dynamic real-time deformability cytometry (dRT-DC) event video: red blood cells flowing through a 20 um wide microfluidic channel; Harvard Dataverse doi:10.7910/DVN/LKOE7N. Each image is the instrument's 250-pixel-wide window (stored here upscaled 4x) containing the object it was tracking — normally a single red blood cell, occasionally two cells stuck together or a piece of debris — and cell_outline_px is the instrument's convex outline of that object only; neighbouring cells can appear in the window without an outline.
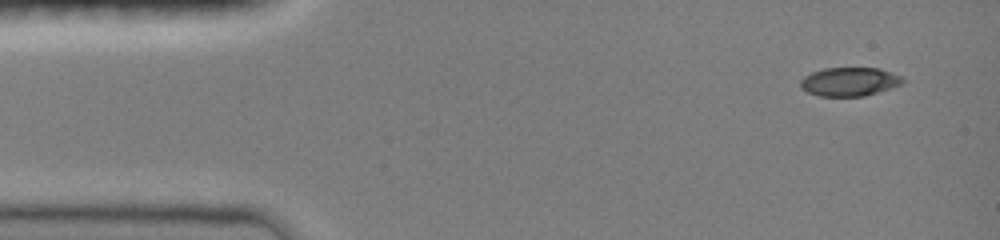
{"species": "common noctule bat (a hibernating species)", "species_latin": "Nyctalus noctula", "temperature_condition": "room temperature", "stored_images_in_passage": 8, "camera_frame_rate_fps": 3000, "um_per_image_px": 0.085, "animal": {"sex": "female", "body_mass_g": 19.0, "forearm_length_mm": 51.5}, "frame": {"image": 1, "passage_image": 1, "time_ms": 0.0, "image_size_px": [1000, 240], "cell_outline_px": [[904, 84], [892, 88], [864, 96], [820, 96], [808, 92], [800, 88], [800, 80], [804, 76], [812, 72], [824, 68], [880, 68], [904, 76]], "centroid_in_image_um": [72.25, 6.94], "position_along_channel_um": 12.8, "area_um2": 17.34}}
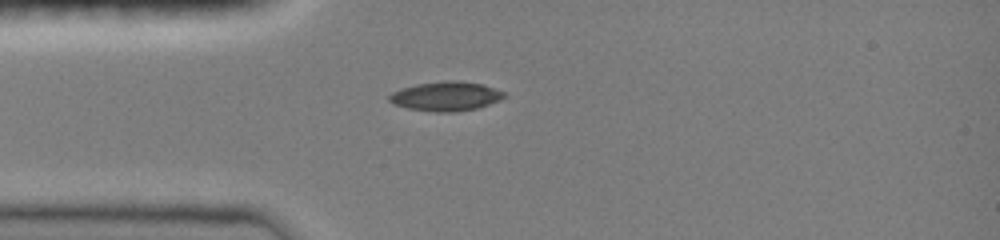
{"frame": {"image": 2, "passage_image": 7, "time_ms": 3.0, "image_size_px": [1000, 240], "cell_outline_px": [[508, 96], [500, 100], [476, 108], [456, 112], [436, 112], [408, 108], [396, 104], [388, 100], [388, 96], [392, 92], [400, 88], [416, 84], [448, 80], [460, 80], [480, 84], [504, 92]], "centroid_in_image_um": [37.89, 8.17], "position_along_channel_um": 47.1, "area_um2": 19.54}}